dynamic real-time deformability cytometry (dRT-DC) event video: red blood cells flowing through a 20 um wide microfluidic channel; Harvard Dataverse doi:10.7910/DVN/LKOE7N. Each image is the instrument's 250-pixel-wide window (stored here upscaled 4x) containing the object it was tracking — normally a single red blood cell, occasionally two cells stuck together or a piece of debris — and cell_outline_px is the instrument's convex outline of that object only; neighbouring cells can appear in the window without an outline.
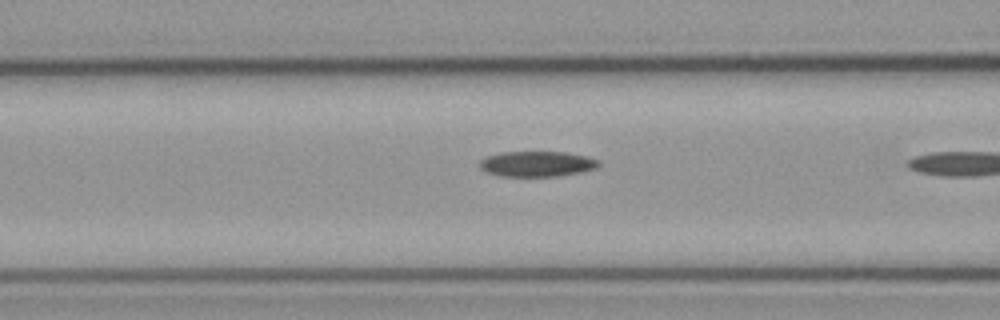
{"species": "common noctule bat (a hibernating species)", "species_latin": "Nyctalus noctula", "temperature_condition": "cold", "stored_images_in_passage": 6, "camera_frame_rate_fps": 3000, "um_per_image_px": 0.085, "animal": {"sex": "male", "body_mass_g": 23.1, "forearm_length_mm": 52.7}, "frame": {"image": 1, "passage_image": 5, "time_ms": 1.333, "image_size_px": [1000, 320], "cell_outline_px": [[600, 164], [596, 168], [580, 172], [556, 176], [500, 176], [488, 172], [480, 168], [480, 160], [488, 156], [500, 152], [564, 152], [584, 156], [596, 160]], "centroid_in_image_um": [45.61, 13.93], "position_along_channel_um": 121.0, "area_um2": 17.34}}